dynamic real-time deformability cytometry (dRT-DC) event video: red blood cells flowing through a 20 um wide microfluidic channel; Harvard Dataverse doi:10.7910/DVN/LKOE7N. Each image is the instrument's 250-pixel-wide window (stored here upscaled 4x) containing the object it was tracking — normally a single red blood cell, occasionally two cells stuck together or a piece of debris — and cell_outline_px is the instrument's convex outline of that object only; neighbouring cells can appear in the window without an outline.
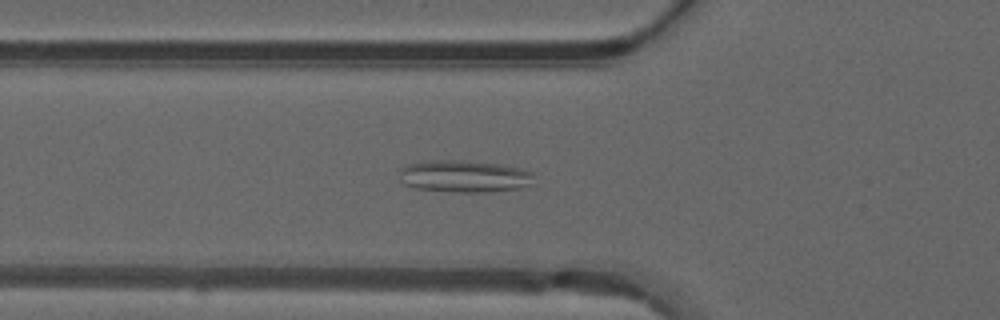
{"species": "common noctule bat (a hibernating species)", "species_latin": "Nyctalus noctula", "temperature_condition": "warm", "stored_images_in_passage": 37, "camera_frame_rate_fps": 3000, "um_per_image_px": 0.085, "animal": {"sex": "male", "forearm_length_mm": 52.5}, "frame": {"image": 1, "passage_image": 10, "time_ms": 3.0, "image_size_px": [1000, 320], "cell_outline_px": [[532, 176], [528, 184], [520, 188], [492, 192], [456, 192], [416, 188], [404, 184], [400, 180], [400, 168], [408, 164], [420, 160], [468, 160], [500, 164], [524, 168], [532, 172]], "centroid_in_image_um": [39.42, 14.96], "position_along_channel_um": 86.4, "area_um2": 25.43}}
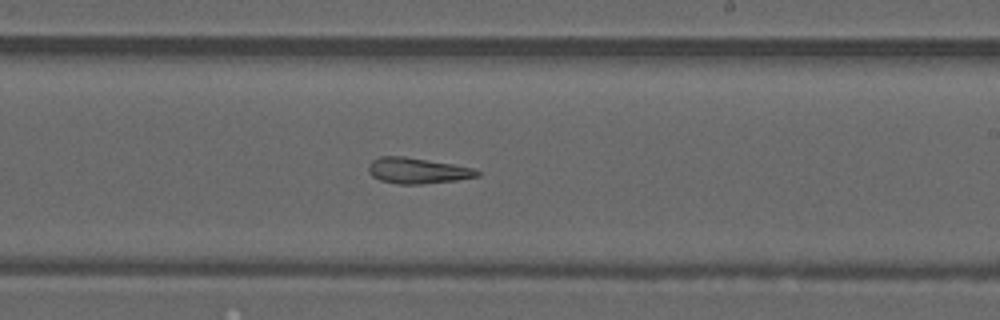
{"frame": {"image": 2, "passage_image": 22, "time_ms": 7.0, "image_size_px": [1000, 320], "cell_outline_px": [[480, 176], [456, 180], [424, 184], [396, 184], [380, 180], [372, 176], [368, 172], [368, 164], [372, 160], [380, 156], [404, 156], [452, 164], [472, 168], [480, 172]], "centroid_in_image_um": [35.44, 14.51], "position_along_channel_um": 253.6, "area_um2": 16.36}}
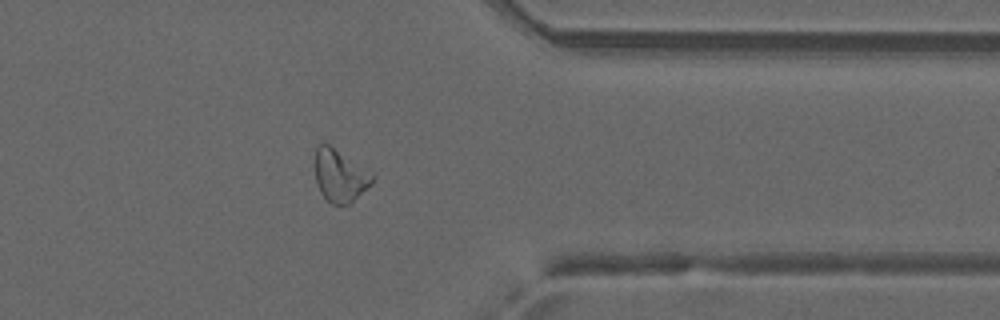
{"frame": {"image": 3, "passage_image": 32, "time_ms": 10.333, "image_size_px": [1000, 320], "cell_outline_px": [[372, 184], [348, 204], [332, 204], [320, 192], [316, 184], [316, 148], [324, 140], [372, 176]], "centroid_in_image_um": [28.83, 14.94], "position_along_channel_um": 382.6, "area_um2": 16.7}, "authors_computed_cell_mechanics": {"area_um2": 16.8198, "velocity_mm_per_s": 4.1764, "shape_relaxation_time_tau1_ms": null, "shape_relaxation_time_tau2_ms": 4.124, "deformation_change_tau1": null, "deformation_change_tau2": 0.1551}}